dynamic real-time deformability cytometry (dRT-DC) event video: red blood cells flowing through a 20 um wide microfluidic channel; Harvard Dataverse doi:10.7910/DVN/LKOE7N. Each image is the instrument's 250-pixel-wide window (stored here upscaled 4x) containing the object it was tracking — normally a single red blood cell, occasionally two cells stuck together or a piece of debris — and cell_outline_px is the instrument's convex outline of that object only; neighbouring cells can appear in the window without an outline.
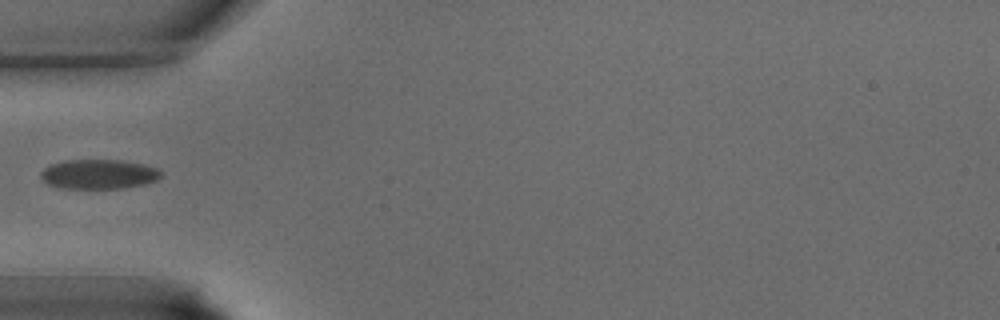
{"species": "common noctule bat (a hibernating species)", "species_latin": "Nyctalus noctula", "temperature_condition": "warm", "stored_images_in_passage": 4, "camera_frame_rate_fps": 3000, "um_per_image_px": 0.085, "animal": {"sex": "male", "body_mass_g": 15.6}, "frame": {"image": 1, "passage_image": 1, "time_ms": 0.0, "image_size_px": [1000, 320], "cell_outline_px": [[164, 172], [156, 180], [144, 184], [124, 188], [60, 188], [48, 184], [40, 176], [40, 172], [44, 168], [52, 164], [64, 160], [120, 160], [144, 164], [156, 168]], "centroid_in_image_um": [8.4, 14.8], "position_along_channel_um": 76.6, "area_um2": 20.69}}